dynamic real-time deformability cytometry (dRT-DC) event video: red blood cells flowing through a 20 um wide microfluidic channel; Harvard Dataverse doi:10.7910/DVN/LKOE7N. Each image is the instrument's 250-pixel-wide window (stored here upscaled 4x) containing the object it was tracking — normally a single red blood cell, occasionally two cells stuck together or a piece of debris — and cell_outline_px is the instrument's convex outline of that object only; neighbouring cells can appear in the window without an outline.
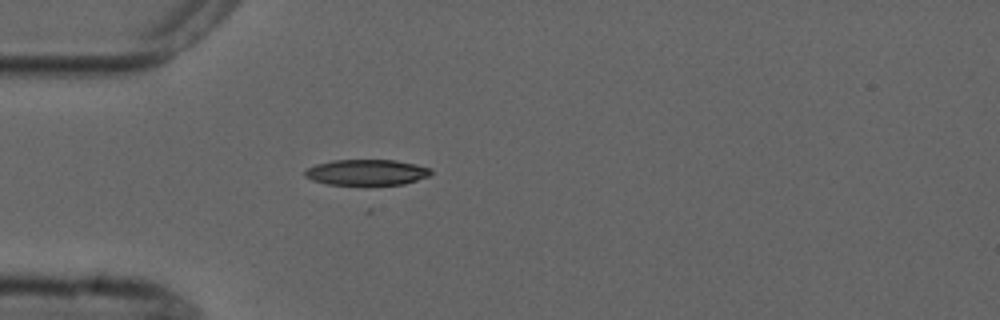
{"species": "common noctule bat (a hibernating species)", "species_latin": "Nyctalus noctula", "temperature_condition": "cold", "stored_images_in_passage": 3, "camera_frame_rate_fps": 3000, "um_per_image_px": 0.085, "animal": {"sex": "male", "forearm_length_mm": 52.5}, "frame": {"image": 1, "passage_image": 3, "time_ms": 2.333, "image_size_px": [1000, 320], "cell_outline_px": [[432, 172], [428, 176], [404, 184], [328, 184], [312, 180], [304, 176], [304, 172], [308, 168], [316, 164], [332, 160], [396, 160], [416, 164], [432, 168]], "centroid_in_image_um": [31.17, 14.63], "position_along_channel_um": 53.8, "area_um2": 18.79}}